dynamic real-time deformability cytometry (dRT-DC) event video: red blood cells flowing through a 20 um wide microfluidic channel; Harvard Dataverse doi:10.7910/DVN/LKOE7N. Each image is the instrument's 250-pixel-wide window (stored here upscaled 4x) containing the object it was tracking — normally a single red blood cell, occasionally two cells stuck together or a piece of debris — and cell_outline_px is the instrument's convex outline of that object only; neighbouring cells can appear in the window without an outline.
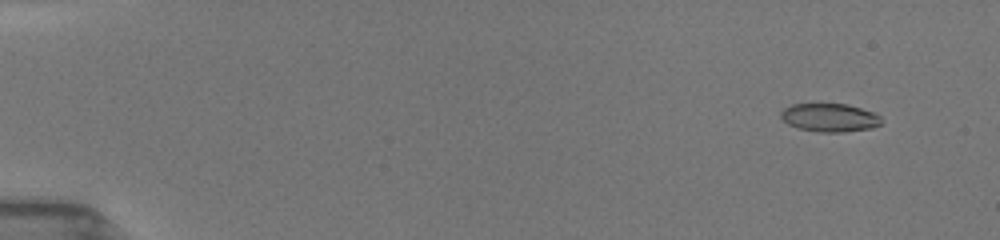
{"species": "common noctule bat (a hibernating species)", "species_latin": "Nyctalus noctula", "temperature_condition": "room temperature", "stored_images_in_passage": 14, "camera_frame_rate_fps": 3000, "um_per_image_px": 0.085, "animal": {"sex": "female", "body_mass_g": 19.5, "forearm_length_mm": 54.1}, "frame": {"image": 1, "passage_image": 4, "time_ms": 1.333, "image_size_px": [1000, 240], "cell_outline_px": [[880, 124], [872, 128], [844, 132], [816, 132], [800, 128], [788, 124], [780, 116], [780, 112], [784, 108], [792, 104], [848, 104], [872, 112], [880, 116]], "centroid_in_image_um": [70.5, 10.0], "position_along_channel_um": 14.5, "area_um2": 16.47}}
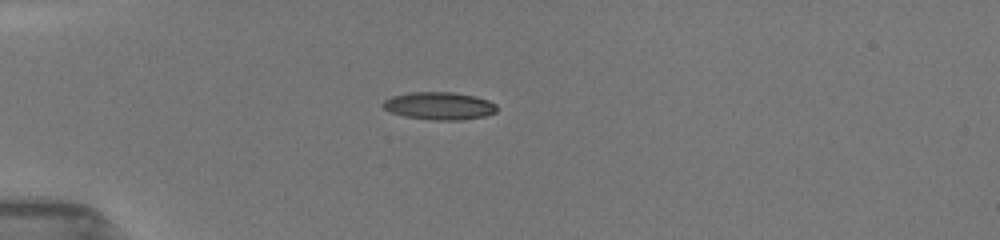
{"frame": {"image": 2, "passage_image": 9, "time_ms": 5.0, "image_size_px": [1000, 240], "cell_outline_px": [[496, 112], [484, 116], [460, 120], [432, 120], [404, 116], [392, 112], [384, 108], [380, 104], [384, 100], [392, 96], [408, 92], [452, 92], [476, 96], [488, 100], [496, 104]], "centroid_in_image_um": [37.32, 8.99], "position_along_channel_um": 47.7, "area_um2": 18.38}}
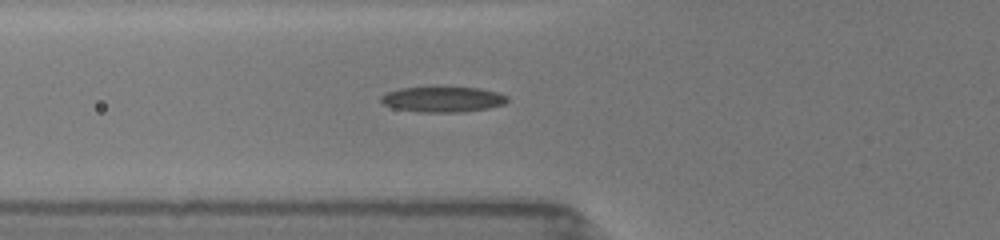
{"frame": {"image": 3, "passage_image": 12, "time_ms": 6.667, "image_size_px": [1000, 240], "cell_outline_px": [[508, 100], [504, 104], [488, 108], [460, 112], [416, 112], [392, 108], [384, 104], [380, 100], [380, 96], [388, 92], [400, 88], [428, 84], [440, 84], [480, 88], [496, 92], [508, 96]], "centroid_in_image_um": [37.59, 8.38], "position_along_channel_um": 88.2, "area_um2": 19.88}}